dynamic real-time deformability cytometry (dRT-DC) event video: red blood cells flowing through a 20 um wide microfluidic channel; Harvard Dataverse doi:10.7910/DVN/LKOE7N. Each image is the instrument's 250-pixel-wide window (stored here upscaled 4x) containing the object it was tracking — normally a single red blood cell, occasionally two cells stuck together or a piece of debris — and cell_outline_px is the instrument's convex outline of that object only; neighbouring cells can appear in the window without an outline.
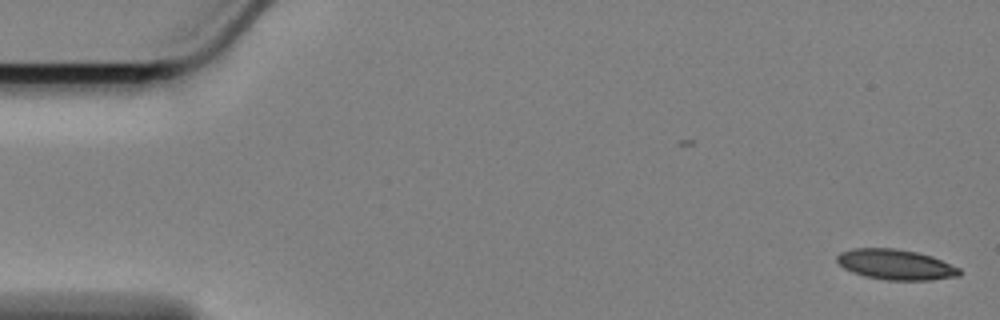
{"species": "Egyptian fruit bat (a non-hibernating species)", "species_latin": "Rousettus aegyptiacus", "temperature_condition": "cold", "stored_images_in_passage": 58, "camera_frame_rate_fps": 3000, "um_per_image_px": 0.085, "animal": {"sex": "female"}, "frame": {"image": 1, "passage_image": 1, "time_ms": 0.0, "image_size_px": [1000, 320], "cell_outline_px": [[960, 276], [928, 280], [888, 280], [864, 276], [852, 272], [844, 268], [836, 260], [836, 256], [840, 252], [852, 248], [896, 248], [916, 252], [932, 256], [960, 268]], "centroid_in_image_um": [76.12, 22.48], "position_along_channel_um": 8.9, "area_um2": 21.68}}
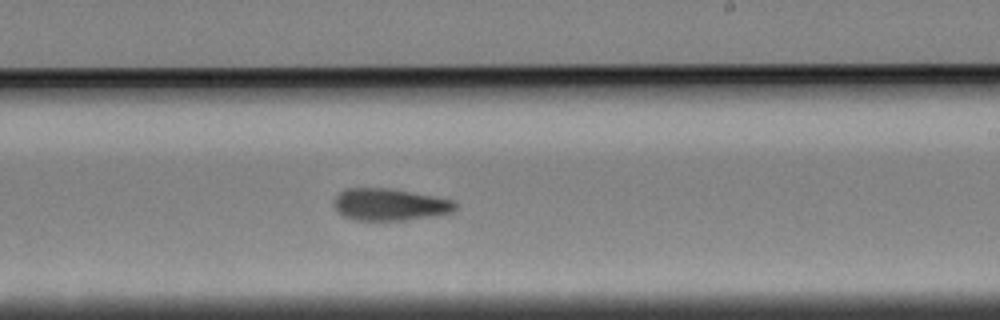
{"frame": {"image": 2, "passage_image": 34, "time_ms": 11.0, "image_size_px": [1000, 320], "cell_outline_px": [[456, 208], [452, 212], [436, 216], [404, 220], [352, 220], [344, 216], [332, 204], [332, 200], [344, 188], [388, 188], [432, 196], [452, 200], [456, 204]], "centroid_in_image_um": [33.09, 17.39], "position_along_channel_um": 255.9, "area_um2": 22.6}}
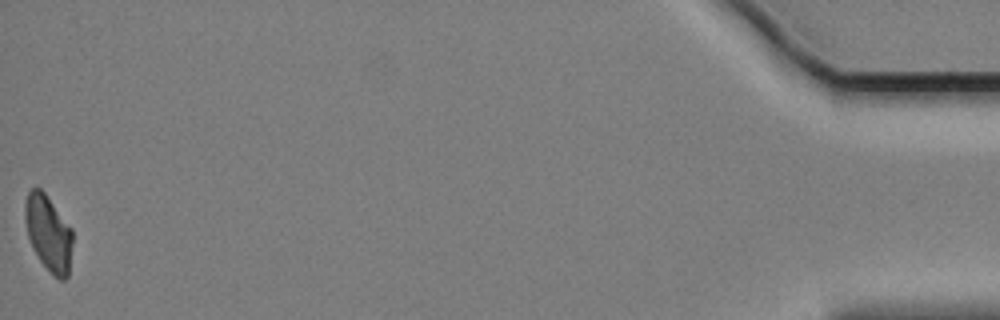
{"frame": {"image": 3, "passage_image": 58, "time_ms": 19.0, "image_size_px": [1000, 320], "cell_outline_px": [[72, 244], [68, 276], [64, 280], [60, 280], [52, 276], [40, 260], [32, 248], [28, 236], [24, 216], [24, 208], [28, 192], [32, 188], [40, 188], [44, 192], [72, 228]], "centroid_in_image_um": [4.12, 19.84], "position_along_channel_um": 431.1, "area_um2": 21.04}, "authors_computed_cell_mechanics": {"area_um2": 22.4264, "velocity_mm_per_s": 3.3948, "shape_relaxation_time_tau1_ms": null, "shape_relaxation_time_tau2_ms": 8.5949, "deformation_change_tau1": null, "deformation_change_tau2": 0.1702}}